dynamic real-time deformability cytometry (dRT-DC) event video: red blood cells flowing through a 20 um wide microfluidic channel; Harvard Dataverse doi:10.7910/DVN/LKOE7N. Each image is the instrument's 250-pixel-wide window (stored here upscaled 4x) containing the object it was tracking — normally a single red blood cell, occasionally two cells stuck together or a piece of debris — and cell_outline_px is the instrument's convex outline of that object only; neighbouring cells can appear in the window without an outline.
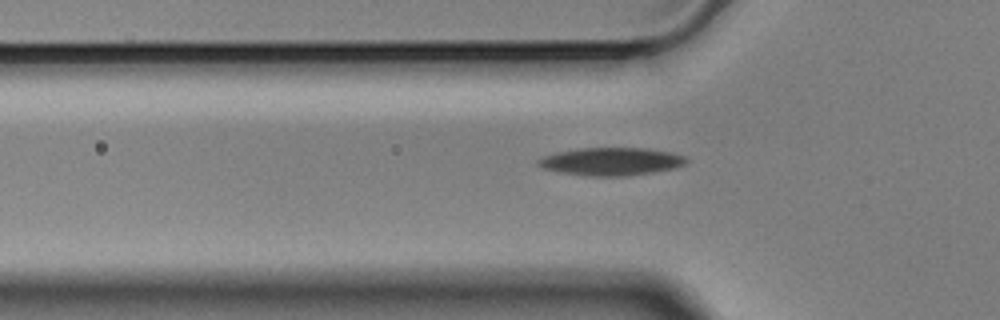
{"species": "Egyptian fruit bat (a non-hibernating species)", "species_latin": "Rousettus aegyptiacus", "temperature_condition": "cold", "stored_images_in_passage": 33, "camera_frame_rate_fps": 3000, "um_per_image_px": 0.085, "animal": {"sex": "male"}, "frame": {"image": 1, "passage_image": 2, "time_ms": 0.333, "image_size_px": [1000, 320], "cell_outline_px": [[688, 160], [684, 164], [676, 168], [628, 176], [588, 176], [560, 172], [544, 168], [536, 164], [536, 160], [544, 156], [556, 152], [580, 148], [648, 148], [672, 152], [684, 156]], "centroid_in_image_um": [51.96, 13.72], "position_along_channel_um": 73.8, "area_um2": 24.1}}
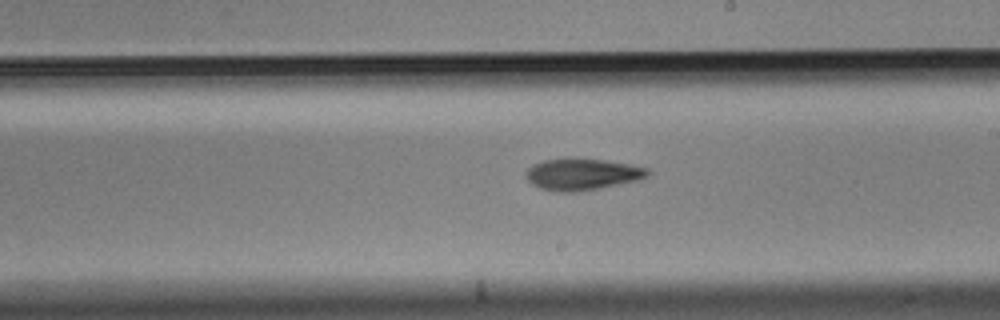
{"frame": {"image": 2, "passage_image": 16, "time_ms": 5.0, "image_size_px": [1000, 320], "cell_outline_px": [[652, 172], [648, 176], [640, 180], [600, 188], [572, 192], [560, 192], [540, 188], [532, 184], [524, 176], [524, 172], [532, 164], [544, 160], [572, 156], [604, 160], [628, 164], [648, 168]], "centroid_in_image_um": [49.47, 14.79], "position_along_channel_um": 239.5, "area_um2": 22.95}}
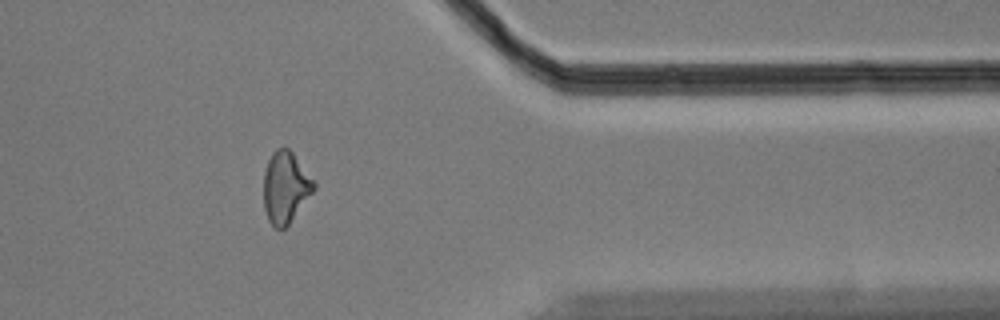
{"frame": {"image": 3, "passage_image": 30, "time_ms": 9.667, "image_size_px": [1000, 320], "cell_outline_px": [[316, 188], [288, 224], [284, 228], [276, 228], [268, 220], [264, 208], [264, 172], [268, 160], [272, 152], [276, 148], [288, 148], [292, 152], [316, 180]], "centroid_in_image_um": [24.28, 15.89], "position_along_channel_um": 387.1, "area_um2": 20.92}, "authors_computed_cell_mechanics": {"area_um2": 22.253, "velocity_mm_per_s": 3.5218, "shape_relaxation_time_tau1_ms": 5.6229, "shape_relaxation_time_tau2_ms": 7.7688, "deformation_change_tau1": 0.1368, "deformation_change_tau2": 0.1789}}